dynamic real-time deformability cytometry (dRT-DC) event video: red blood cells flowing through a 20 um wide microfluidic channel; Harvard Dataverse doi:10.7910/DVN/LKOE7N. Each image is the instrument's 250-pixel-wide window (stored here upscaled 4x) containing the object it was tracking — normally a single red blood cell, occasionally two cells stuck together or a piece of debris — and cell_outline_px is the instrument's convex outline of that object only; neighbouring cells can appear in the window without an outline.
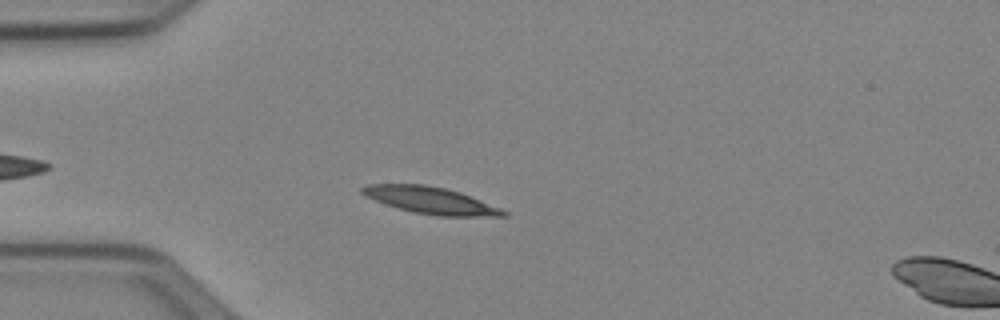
{"species": "Egyptian fruit bat (a non-hibernating species)", "species_latin": "Rousettus aegyptiacus", "temperature_condition": "cold", "stored_images_in_passage": 41, "camera_frame_rate_fps": 3000, "um_per_image_px": 0.085, "animal": {"sex": "female"}, "frame": {"image": 1, "passage_image": 7, "time_ms": 2.0, "image_size_px": [1000, 320], "cell_outline_px": [[508, 216], [440, 216], [412, 212], [384, 204], [360, 192], [360, 188], [368, 184], [424, 184], [444, 188], [460, 192], [500, 208], [508, 212]], "centroid_in_image_um": [36.6, 17.03], "position_along_channel_um": 48.4, "area_um2": 21.85}}
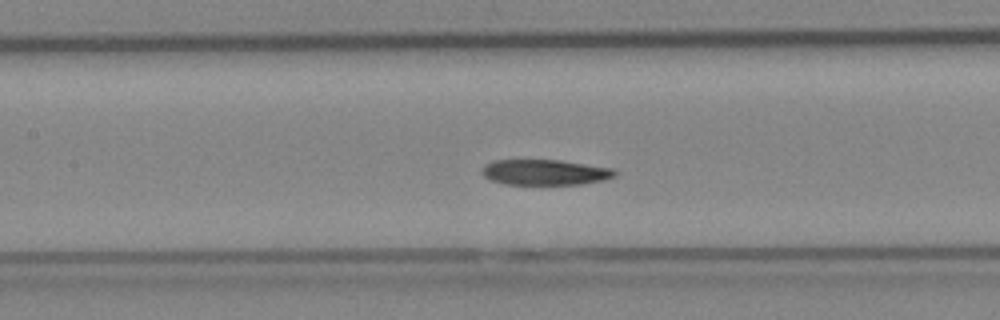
{"frame": {"image": 2, "passage_image": 17, "time_ms": 5.333, "image_size_px": [1000, 320], "cell_outline_px": [[616, 176], [604, 180], [584, 184], [504, 184], [492, 180], [484, 176], [480, 172], [484, 164], [496, 160], [560, 160], [612, 168], [616, 172]], "centroid_in_image_um": [46.32, 14.64], "position_along_channel_um": 161.1, "area_um2": 19.77}}
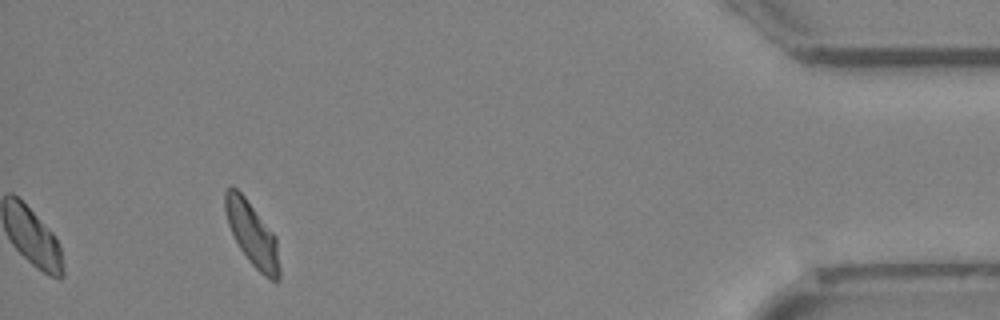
{"frame": {"image": 3, "passage_image": 41, "time_ms": 13.333, "image_size_px": [1000, 320], "cell_outline_px": [[280, 280], [276, 284], [264, 276], [248, 260], [240, 248], [228, 224], [224, 208], [224, 192], [232, 184], [244, 196], [276, 236], [280, 268]], "centroid_in_image_um": [21.45, 19.92], "position_along_channel_um": 413.7, "area_um2": 20.23}, "authors_computed_cell_mechanics": {"area_um2": 20.8658, "velocity_mm_per_s": 3.9031, "shape_relaxation_time_tau1_ms": 8.6016, "shape_relaxation_time_tau2_ms": 4.9675, "deformation_change_tau1": 0.177, "deformation_change_tau2": 0.1064}}